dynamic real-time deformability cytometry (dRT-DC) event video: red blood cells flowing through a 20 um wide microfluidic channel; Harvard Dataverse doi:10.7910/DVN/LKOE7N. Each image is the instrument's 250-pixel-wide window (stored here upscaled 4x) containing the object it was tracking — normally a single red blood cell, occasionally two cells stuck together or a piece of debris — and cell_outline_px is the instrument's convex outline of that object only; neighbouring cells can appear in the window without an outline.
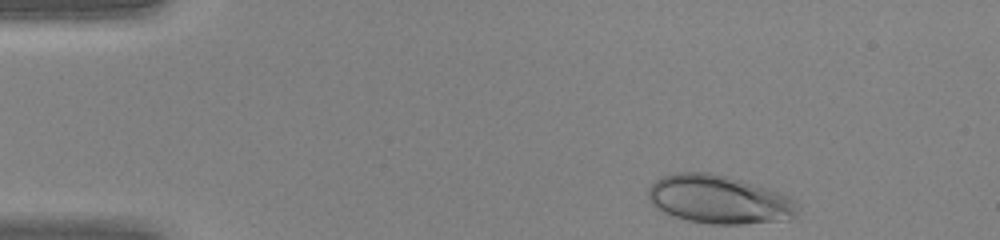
{"species": "human", "species_latin": "Homo sapiens", "temperature_condition": "warm", "stored_images_in_passage": 39, "camera_frame_rate_fps": 3000, "um_per_image_px": 0.085, "donor": {"sex": "female"}, "frame": {"image": 1, "passage_image": 1, "time_ms": 0.0, "image_size_px": [1000, 240], "cell_outline_px": [[800, 208], [796, 216], [788, 220], [744, 224], [708, 224], [688, 220], [672, 216], [656, 208], [648, 200], [648, 188], [656, 180], [664, 176], [676, 172], [708, 172], [728, 176], [780, 192], [796, 200], [800, 204]], "centroid_in_image_um": [61.15, 16.97], "position_along_channel_um": 23.8, "area_um2": 42.6}}
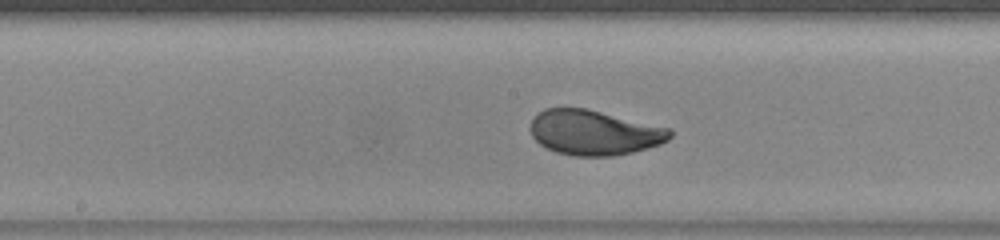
{"frame": {"image": 2, "passage_image": 18, "time_ms": 5.667, "image_size_px": [1000, 240], "cell_outline_px": [[672, 136], [668, 140], [660, 144], [648, 148], [632, 152], [612, 156], [572, 156], [556, 152], [540, 144], [532, 136], [528, 128], [532, 120], [544, 108], [588, 108], [672, 128]], "centroid_in_image_um": [50.53, 11.26], "position_along_channel_um": 197.7, "area_um2": 36.93}}
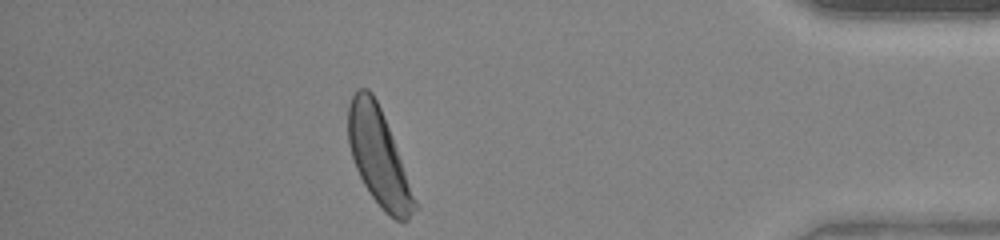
{"frame": {"image": 3, "passage_image": 34, "time_ms": 11.0, "image_size_px": [1000, 240], "cell_outline_px": [[420, 208], [408, 220], [396, 220], [388, 216], [384, 212], [372, 196], [364, 184], [356, 168], [348, 144], [348, 104], [352, 96], [360, 88], [368, 88], [372, 92], [380, 108]], "centroid_in_image_um": [32.19, 13.4], "position_along_channel_um": 403.0, "area_um2": 36.93}}